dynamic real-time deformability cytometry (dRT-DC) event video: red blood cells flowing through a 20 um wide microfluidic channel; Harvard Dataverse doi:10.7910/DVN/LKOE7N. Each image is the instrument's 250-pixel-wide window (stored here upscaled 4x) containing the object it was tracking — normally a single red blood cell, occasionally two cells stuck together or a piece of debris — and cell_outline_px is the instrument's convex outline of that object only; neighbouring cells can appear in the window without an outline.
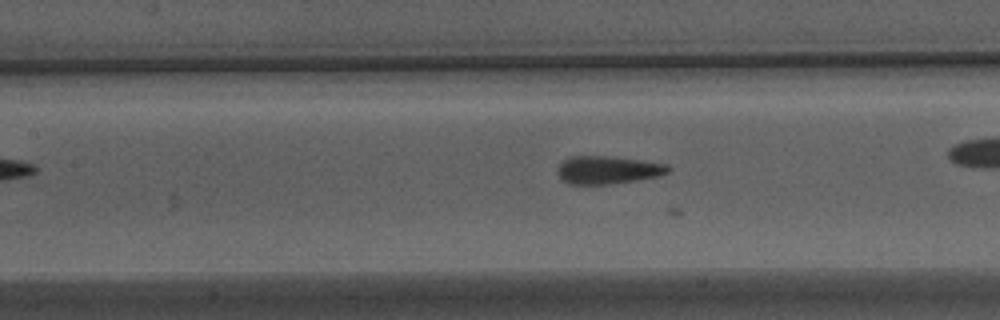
{"species": "Egyptian fruit bat (a non-hibernating species)", "species_latin": "Rousettus aegyptiacus", "temperature_condition": "warm", "stored_images_in_passage": 18, "camera_frame_rate_fps": 3000, "um_per_image_px": 0.085, "animal": {"sex": "male"}, "frame": {"image": 1, "passage_image": 8, "time_ms": 2.333, "image_size_px": [1000, 320], "cell_outline_px": [[672, 168], [668, 172], [656, 176], [636, 180], [608, 184], [568, 184], [556, 172], [560, 164], [568, 156], [604, 156], [668, 164]], "centroid_in_image_um": [51.63, 14.44], "position_along_channel_um": 155.8, "area_um2": 17.69}}